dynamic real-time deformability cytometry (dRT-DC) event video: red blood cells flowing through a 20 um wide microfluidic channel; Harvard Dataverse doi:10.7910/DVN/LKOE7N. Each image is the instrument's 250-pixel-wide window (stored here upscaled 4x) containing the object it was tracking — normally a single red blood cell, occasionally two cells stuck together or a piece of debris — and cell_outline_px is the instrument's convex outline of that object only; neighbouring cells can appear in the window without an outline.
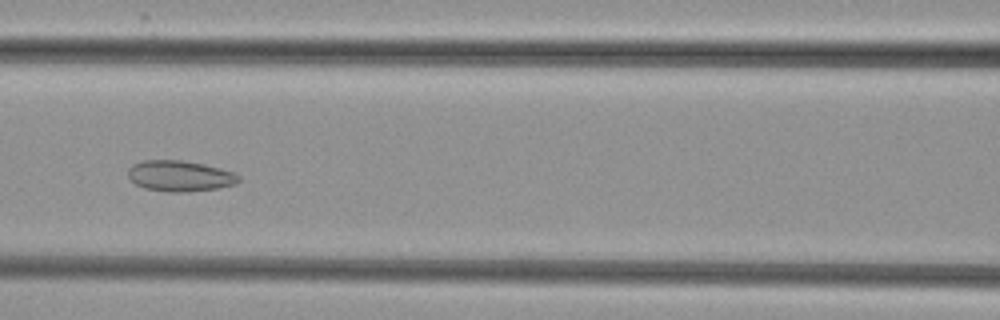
{"species": "common noctule bat (a hibernating species)", "species_latin": "Nyctalus noctula", "temperature_condition": "cold", "stored_images_in_passage": 5, "camera_frame_rate_fps": 3000, "um_per_image_px": 0.085, "animal": {"sex": "female", "body_mass_g": 29.2, "forearm_length_mm": 56.3}, "frame": {"image": 1, "passage_image": 5, "time_ms": 6.333, "image_size_px": [1000, 320], "cell_outline_px": [[240, 180], [236, 184], [216, 188], [188, 192], [168, 192], [144, 188], [128, 180], [128, 168], [132, 164], [144, 160], [180, 160], [204, 164], [220, 168], [232, 172], [240, 176]], "centroid_in_image_um": [15.25, 14.96], "position_along_channel_um": 151.3, "area_um2": 20.0}}